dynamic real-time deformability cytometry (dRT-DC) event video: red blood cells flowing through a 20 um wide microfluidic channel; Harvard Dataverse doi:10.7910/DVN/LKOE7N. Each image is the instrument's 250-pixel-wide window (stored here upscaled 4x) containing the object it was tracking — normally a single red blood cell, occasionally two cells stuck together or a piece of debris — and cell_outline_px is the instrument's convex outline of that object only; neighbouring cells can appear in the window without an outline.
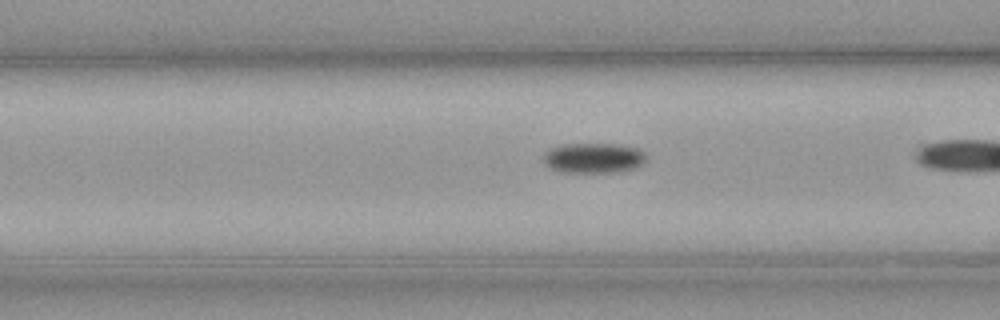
{"species": "common noctule bat (a hibernating species)", "species_latin": "Nyctalus noctula", "temperature_condition": "cold", "stored_images_in_passage": 29, "camera_frame_rate_fps": 3000, "um_per_image_px": 0.085, "animal": {"sex": "male", "body_mass_g": 23.1, "forearm_length_mm": 52.7}, "frame": {"image": 1, "passage_image": 18, "time_ms": 5.667, "image_size_px": [1000, 320], "cell_outline_px": [[644, 160], [636, 168], [616, 172], [560, 172], [544, 164], [544, 152], [560, 144], [612, 144], [636, 148], [644, 152]], "centroid_in_image_um": [50.4, 13.43], "position_along_channel_um": 116.2, "area_um2": 17.86}}
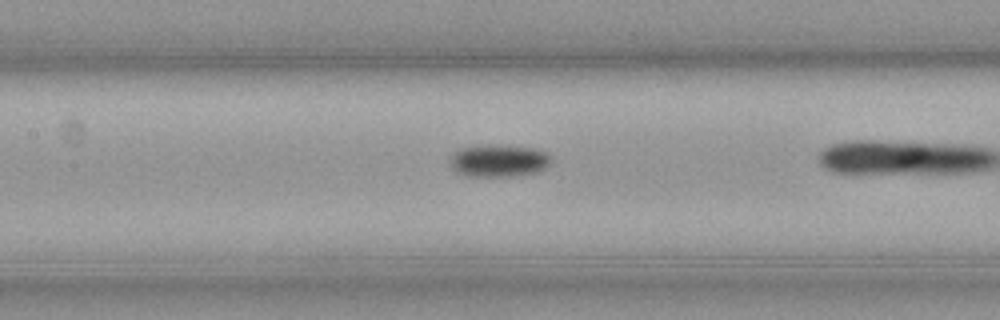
{"frame": {"image": 2, "passage_image": 22, "time_ms": 7.0, "image_size_px": [1000, 320], "cell_outline_px": [[552, 160], [544, 168], [536, 172], [508, 176], [468, 176], [456, 172], [452, 168], [452, 156], [460, 148], [484, 144], [492, 144], [532, 148], [548, 152], [552, 156]], "centroid_in_image_um": [42.41, 13.64], "position_along_channel_um": 165.0, "area_um2": 18.96}}
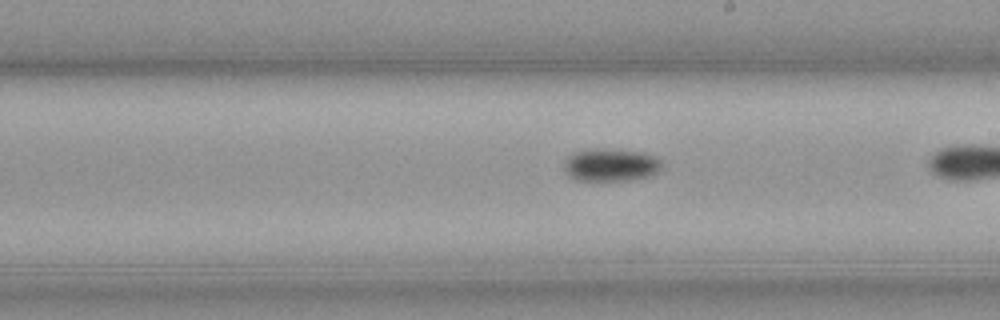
{"frame": {"image": 3, "passage_image": 28, "time_ms": 9.0, "image_size_px": [1000, 320], "cell_outline_px": [[660, 168], [656, 172], [648, 176], [628, 180], [576, 180], [568, 176], [564, 168], [564, 164], [568, 156], [572, 152], [588, 148], [604, 148], [644, 152], [656, 156], [660, 160]], "centroid_in_image_um": [51.87, 13.99], "position_along_channel_um": 237.1, "area_um2": 18.79}}